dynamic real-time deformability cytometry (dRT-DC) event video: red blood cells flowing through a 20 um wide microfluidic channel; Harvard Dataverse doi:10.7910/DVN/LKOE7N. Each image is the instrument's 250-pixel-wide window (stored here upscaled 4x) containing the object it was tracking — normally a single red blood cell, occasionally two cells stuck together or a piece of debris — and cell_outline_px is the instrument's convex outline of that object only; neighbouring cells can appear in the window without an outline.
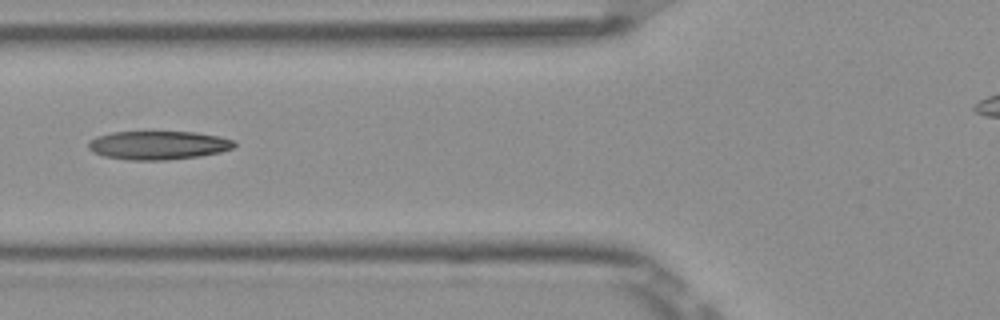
{"species": "Egyptian fruit bat (a non-hibernating species)", "species_latin": "Rousettus aegyptiacus", "temperature_condition": "room temperature", "stored_images_in_passage": 3, "camera_frame_rate_fps": 3000, "um_per_image_px": 0.085, "frame": {"image": 1, "passage_image": 2, "time_ms": 0.333, "image_size_px": [1000, 320], "cell_outline_px": [[236, 144], [232, 148], [220, 152], [200, 156], [164, 160], [128, 160], [104, 156], [92, 152], [88, 148], [88, 140], [96, 136], [112, 132], [196, 132], [220, 136], [232, 140]], "centroid_in_image_um": [13.41, 12.34], "position_along_channel_um": 112.4, "area_um2": 24.39}}
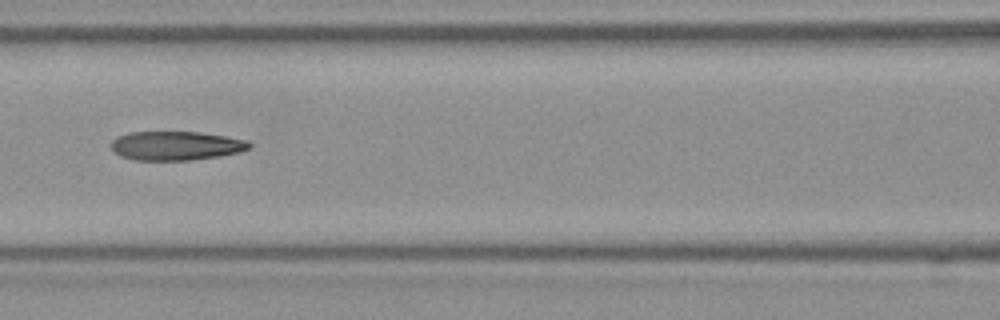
{"frame": {"image": 2, "passage_image": 3, "time_ms": 0.667, "image_size_px": [1000, 320], "cell_outline_px": [[252, 144], [248, 148], [240, 152], [220, 156], [192, 160], [136, 160], [120, 156], [112, 152], [108, 144], [116, 136], [128, 132], [200, 132], [248, 140]], "centroid_in_image_um": [14.89, 12.38], "position_along_channel_um": 151.7, "area_um2": 23.64}}